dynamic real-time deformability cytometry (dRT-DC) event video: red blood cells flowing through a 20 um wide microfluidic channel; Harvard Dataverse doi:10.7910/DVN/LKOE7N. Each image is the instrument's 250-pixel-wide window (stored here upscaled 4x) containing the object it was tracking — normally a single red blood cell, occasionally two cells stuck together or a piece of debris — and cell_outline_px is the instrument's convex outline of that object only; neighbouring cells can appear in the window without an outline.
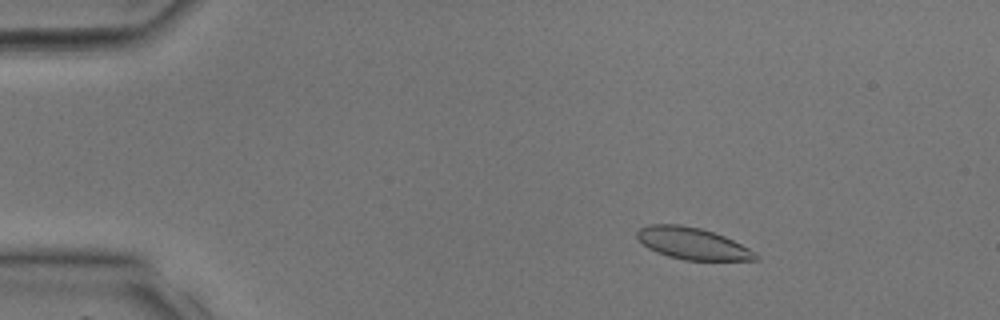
{"species": "common noctule bat (a hibernating species)", "species_latin": "Nyctalus noctula", "temperature_condition": "room temperature", "stored_images_in_passage": 39, "camera_frame_rate_fps": 3000, "um_per_image_px": 0.085, "animal": {"sex": "male", "body_mass_g": 17.9, "forearm_length_mm": 54.2}, "frame": {"image": 1, "passage_image": 7, "time_ms": 2.0, "image_size_px": [1000, 320], "cell_outline_px": [[760, 256], [756, 260], [684, 260], [668, 256], [656, 252], [648, 248], [636, 236], [636, 232], [640, 228], [648, 224], [680, 224], [700, 228], [724, 236], [756, 252]], "centroid_in_image_um": [58.85, 20.69], "position_along_channel_um": 26.2, "area_um2": 21.85}}
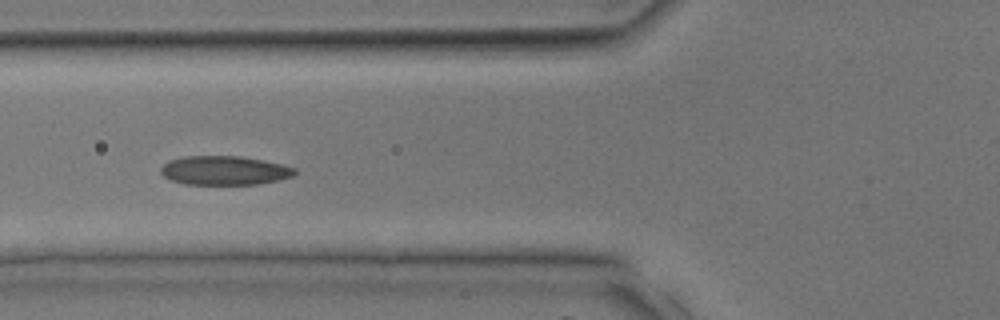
{"frame": {"image": 2, "passage_image": 16, "time_ms": 5.0, "image_size_px": [1000, 320], "cell_outline_px": [[296, 172], [292, 176], [260, 184], [184, 184], [172, 180], [164, 176], [160, 172], [160, 168], [168, 160], [184, 156], [240, 156], [280, 164], [296, 168]], "centroid_in_image_um": [19.03, 14.48], "position_along_channel_um": 106.8, "area_um2": 22.48}}
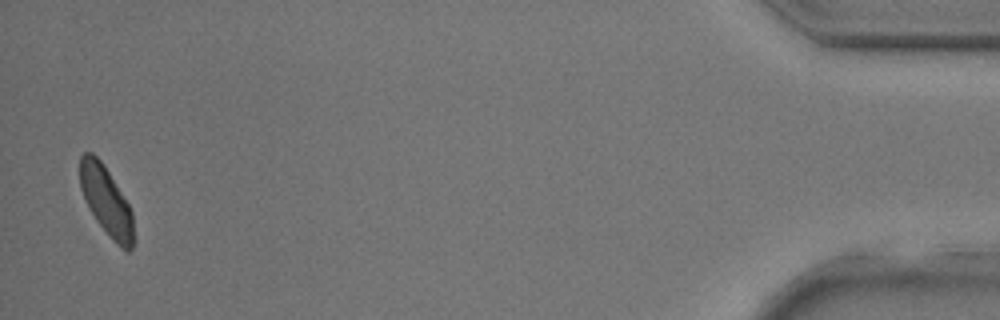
{"frame": {"image": 3, "passage_image": 39, "time_ms": 12.667, "image_size_px": [1000, 320], "cell_outline_px": [[136, 240], [132, 248], [128, 252], [116, 244], [112, 240], [96, 220], [80, 188], [80, 156], [84, 152], [92, 152], [100, 160], [108, 172], [128, 204], [132, 212]], "centroid_in_image_um": [9.07, 17.14], "position_along_channel_um": 426.1, "area_um2": 21.39}}